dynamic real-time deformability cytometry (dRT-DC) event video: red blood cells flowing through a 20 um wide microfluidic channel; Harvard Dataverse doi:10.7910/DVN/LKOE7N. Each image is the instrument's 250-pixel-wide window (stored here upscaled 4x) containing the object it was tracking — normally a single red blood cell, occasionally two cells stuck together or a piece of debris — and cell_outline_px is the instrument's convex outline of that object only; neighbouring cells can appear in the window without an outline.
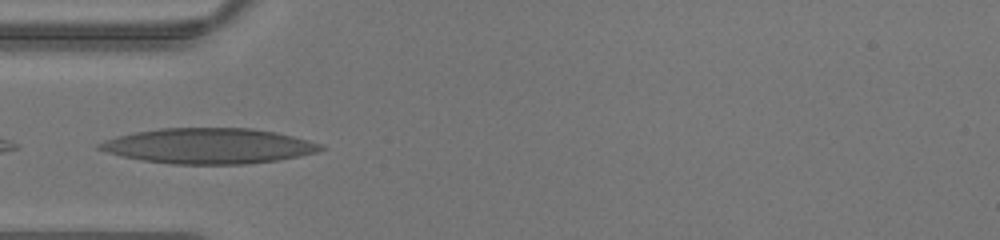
{"species": "human", "species_latin": "Homo sapiens", "temperature_condition": "warm", "stored_images_in_passage": 31, "camera_frame_rate_fps": 3000, "um_per_image_px": 0.085, "donor": {"sex": "male"}, "frame": {"image": 1, "passage_image": 2, "time_ms": 0.333, "image_size_px": [1000, 240], "cell_outline_px": [[324, 148], [312, 152], [296, 156], [276, 160], [240, 164], [176, 164], [144, 160], [124, 156], [96, 148], [100, 144], [108, 140], [120, 136], [136, 132], [164, 128], [248, 128], [272, 132], [304, 140], [316, 144]], "centroid_in_image_um": [17.68, 12.4], "position_along_channel_um": 67.3, "area_um2": 44.04}}
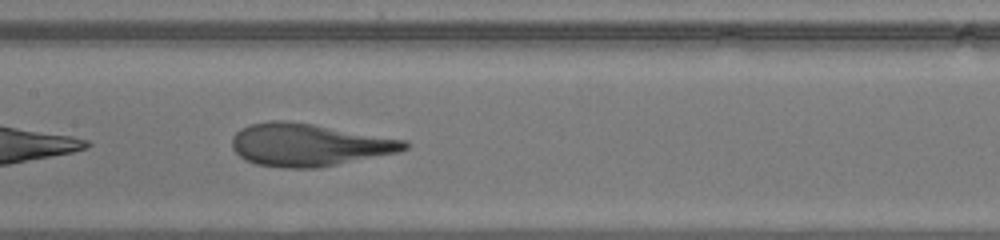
{"frame": {"image": 2, "passage_image": 9, "time_ms": 2.667, "image_size_px": [1000, 240], "cell_outline_px": [[408, 148], [396, 152], [332, 164], [304, 168], [296, 168], [260, 164], [248, 160], [240, 156], [236, 152], [232, 144], [232, 140], [236, 132], [252, 124], [308, 124], [404, 140], [408, 144]], "centroid_in_image_um": [26.26, 12.34], "position_along_channel_um": 181.1, "area_um2": 39.88}}
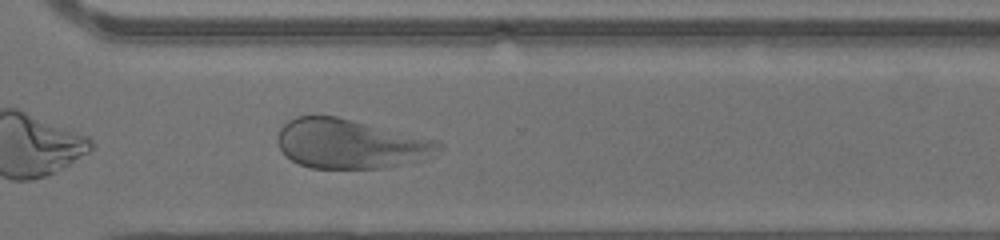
{"frame": {"image": 3, "passage_image": 19, "time_ms": 6.0, "image_size_px": [1000, 240], "cell_outline_px": [[428, 148], [376, 168], [312, 168], [300, 164], [292, 160], [280, 148], [280, 128], [288, 120], [296, 116], [336, 116], [428, 144]], "centroid_in_image_um": [29.11, 12.2], "position_along_channel_um": 341.5, "area_um2": 40.23}}